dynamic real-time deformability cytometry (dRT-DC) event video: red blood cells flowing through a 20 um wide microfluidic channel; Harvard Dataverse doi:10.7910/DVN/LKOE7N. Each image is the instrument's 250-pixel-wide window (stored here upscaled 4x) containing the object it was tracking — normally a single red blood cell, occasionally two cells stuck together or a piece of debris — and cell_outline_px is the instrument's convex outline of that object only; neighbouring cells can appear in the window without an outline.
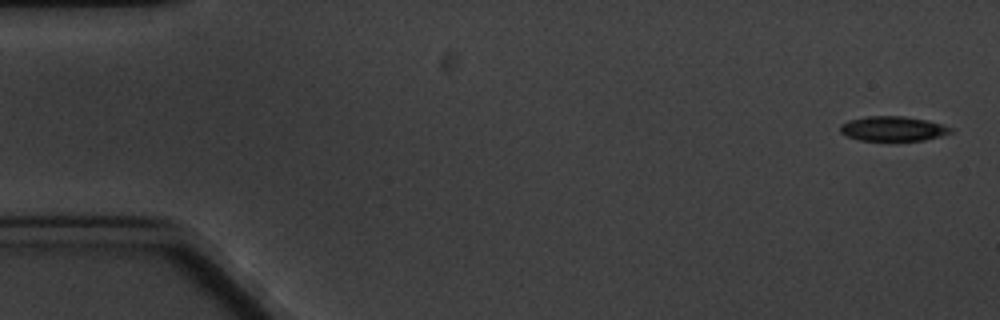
{"species": "common noctule bat (a hibernating species)", "species_latin": "Nyctalus noctula", "temperature_condition": "cold", "stored_images_in_passage": 7, "camera_frame_rate_fps": 3000, "um_per_image_px": 0.085, "animal": {"sex": "male", "body_mass_g": 20.1, "forearm_length_mm": 53.5}, "frame": {"image": 1, "passage_image": 7, "time_ms": 7.0, "image_size_px": [1000, 320], "cell_outline_px": [[952, 132], [940, 136], [924, 140], [860, 140], [848, 136], [840, 132], [840, 124], [848, 120], [868, 116], [904, 116], [924, 120], [940, 124], [952, 128]], "centroid_in_image_um": [75.86, 10.93], "position_along_channel_um": 9.1, "area_um2": 15.66}}